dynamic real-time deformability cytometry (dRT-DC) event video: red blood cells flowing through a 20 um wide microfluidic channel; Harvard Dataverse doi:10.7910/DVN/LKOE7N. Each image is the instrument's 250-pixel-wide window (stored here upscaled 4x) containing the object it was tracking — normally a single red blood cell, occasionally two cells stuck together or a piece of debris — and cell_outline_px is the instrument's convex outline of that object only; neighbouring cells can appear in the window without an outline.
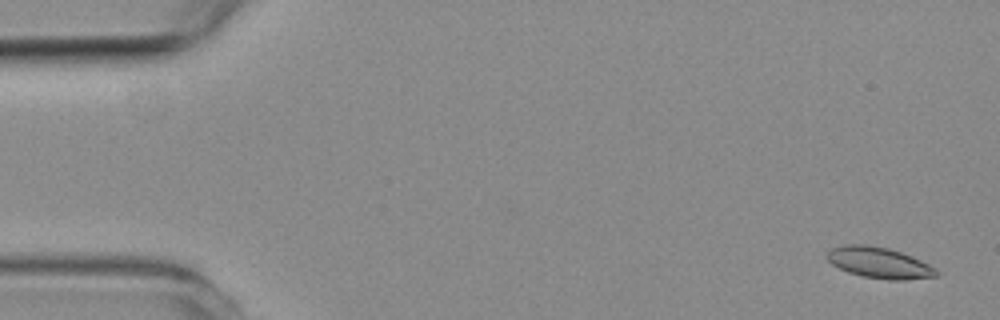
{"species": "common noctule bat (a hibernating species)", "species_latin": "Nyctalus noctula", "temperature_condition": "room temperature", "stored_images_in_passage": 5, "camera_frame_rate_fps": 3000, "um_per_image_px": 0.085, "animal": {"sex": "female", "body_mass_g": 19.3, "forearm_length_mm": 54.1}, "frame": {"image": 1, "passage_image": 1, "time_ms": 0.0, "image_size_px": [1000, 320], "cell_outline_px": [[940, 272], [936, 276], [904, 280], [888, 280], [860, 276], [848, 272], [832, 264], [828, 260], [828, 252], [832, 248], [844, 244], [868, 244], [888, 248], [912, 256], [936, 268]], "centroid_in_image_um": [74.74, 22.33], "position_along_channel_um": 10.3, "area_um2": 19.77}}
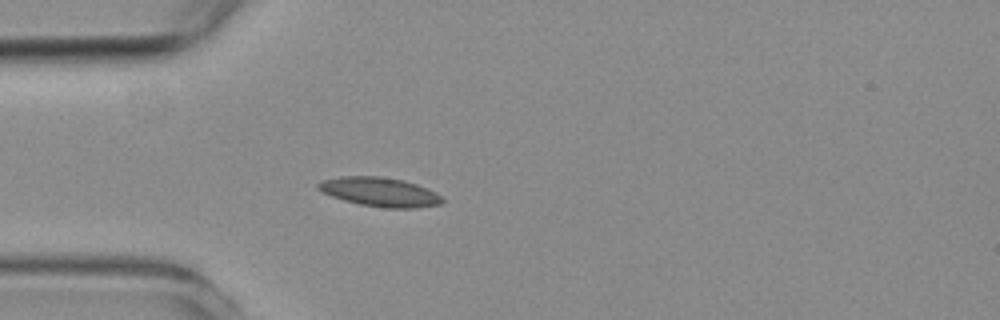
{"frame": {"image": 2, "passage_image": 5, "time_ms": 4.333, "image_size_px": [1000, 320], "cell_outline_px": [[444, 200], [440, 204], [416, 208], [384, 208], [360, 204], [344, 200], [332, 196], [316, 188], [316, 184], [320, 180], [340, 176], [380, 176], [404, 180], [428, 188], [436, 192]], "centroid_in_image_um": [32.27, 16.31], "position_along_channel_um": 52.7, "area_um2": 21.15}}